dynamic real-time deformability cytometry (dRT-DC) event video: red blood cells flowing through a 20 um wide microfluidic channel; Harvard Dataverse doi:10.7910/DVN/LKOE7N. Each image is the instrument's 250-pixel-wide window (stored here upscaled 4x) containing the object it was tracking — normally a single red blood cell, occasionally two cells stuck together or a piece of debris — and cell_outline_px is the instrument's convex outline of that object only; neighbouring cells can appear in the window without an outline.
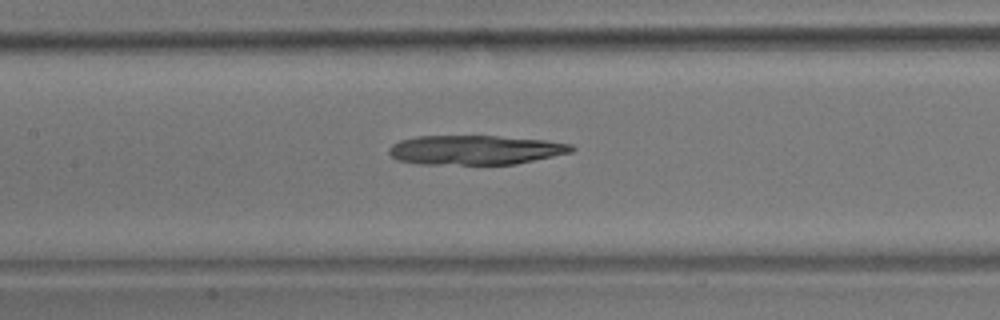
{"species": "common noctule bat (a hibernating species)", "species_latin": "Nyctalus noctula", "temperature_condition": "room temperature", "stored_images_in_passage": 46, "camera_frame_rate_fps": 3000, "um_per_image_px": 0.085, "animal": {"sex": "male", "body_mass_g": 17.9}, "frame": {"image": 1, "passage_image": 17, "time_ms": 5.333, "image_size_px": [1000, 320], "cell_outline_px": [[576, 148], [572, 152], [516, 164], [420, 164], [396, 160], [388, 152], [388, 148], [392, 144], [400, 140], [416, 136], [496, 136], [544, 140], [572, 144]], "centroid_in_image_um": [40.37, 12.74], "position_along_channel_um": 167.0, "area_um2": 31.33}}
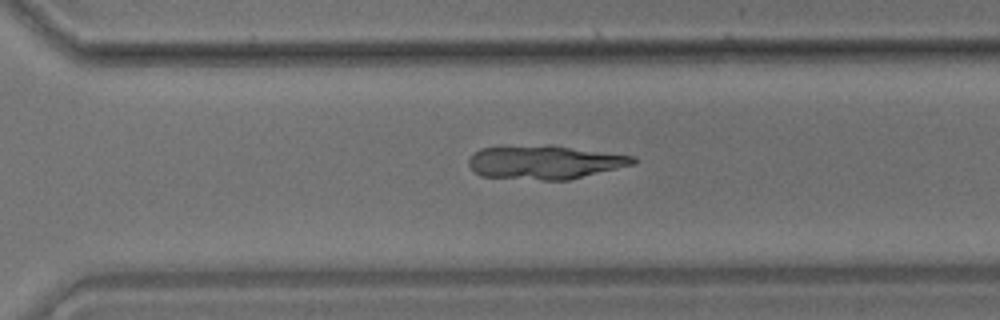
{"frame": {"image": 2, "passage_image": 30, "time_ms": 9.667, "image_size_px": [1000, 320], "cell_outline_px": [[636, 164], [568, 180], [544, 180], [480, 176], [468, 164], [468, 160], [480, 148], [548, 144], [552, 144], [636, 156]], "centroid_in_image_um": [46.36, 13.78], "position_along_channel_um": 324.2, "area_um2": 32.48}}
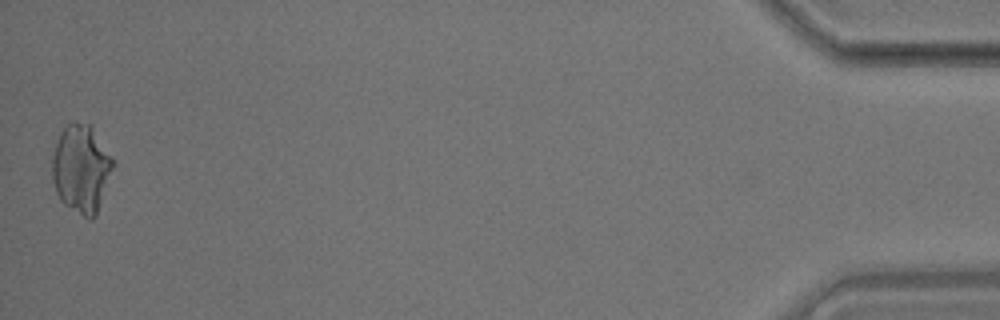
{"frame": {"image": 3, "passage_image": 46, "time_ms": 15.0, "image_size_px": [1000, 320], "cell_outline_px": [[116, 164], [96, 216], [92, 220], [88, 220], [64, 204], [60, 200], [56, 192], [52, 180], [52, 156], [60, 132], [72, 120], [76, 120], [92, 124], [112, 156]], "centroid_in_image_um": [6.93, 14.32], "position_along_channel_um": 428.3, "area_um2": 32.08}}